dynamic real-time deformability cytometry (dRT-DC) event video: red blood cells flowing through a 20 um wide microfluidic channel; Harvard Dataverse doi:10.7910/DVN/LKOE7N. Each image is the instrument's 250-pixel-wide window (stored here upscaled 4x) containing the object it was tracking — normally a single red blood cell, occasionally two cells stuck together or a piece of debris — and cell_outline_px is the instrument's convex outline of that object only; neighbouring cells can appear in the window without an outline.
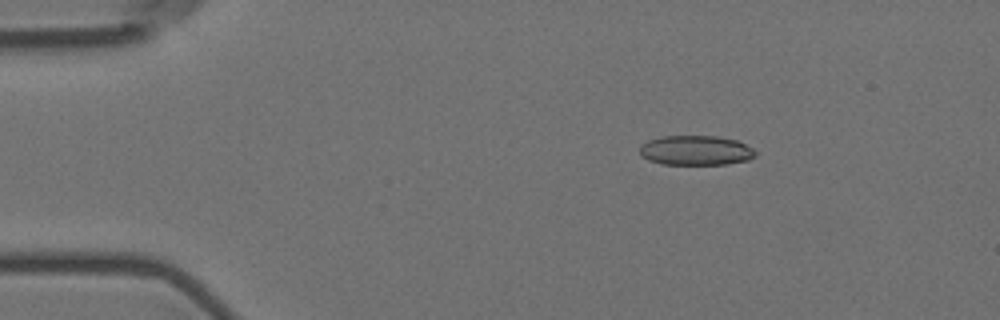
{"species": "Egyptian fruit bat (a non-hibernating species)", "species_latin": "Rousettus aegyptiacus", "temperature_condition": "room temperature", "stored_images_in_passage": 5, "camera_frame_rate_fps": 3000, "um_per_image_px": 0.085, "animal": {"sex": "female"}, "frame": {"image": 1, "passage_image": 3, "time_ms": 0.667, "image_size_px": [1000, 320], "cell_outline_px": [[756, 156], [748, 160], [728, 164], [660, 164], [648, 160], [640, 156], [640, 144], [648, 140], [664, 136], [716, 136], [736, 140], [752, 148], [756, 152]], "centroid_in_image_um": [59.12, 12.79], "position_along_channel_um": 25.9, "area_um2": 20.11}}